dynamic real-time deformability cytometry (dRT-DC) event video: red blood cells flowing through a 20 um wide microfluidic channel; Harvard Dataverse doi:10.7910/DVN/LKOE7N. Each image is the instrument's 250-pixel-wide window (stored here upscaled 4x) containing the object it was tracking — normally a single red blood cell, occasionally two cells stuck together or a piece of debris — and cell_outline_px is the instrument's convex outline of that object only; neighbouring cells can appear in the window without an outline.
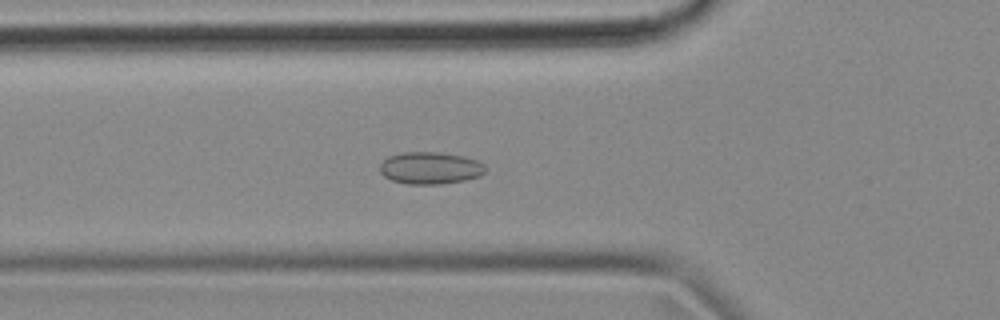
{"species": "common noctule bat (a hibernating species)", "species_latin": "Nyctalus noctula", "temperature_condition": "cold", "stored_images_in_passage": 52, "camera_frame_rate_fps": 3000, "um_per_image_px": 0.085, "animal": {"sex": "female", "body_mass_g": 18.4}, "frame": {"image": 1, "passage_image": 16, "time_ms": 5.0, "image_size_px": [1000, 320], "cell_outline_px": [[484, 172], [480, 176], [464, 180], [440, 184], [408, 184], [392, 180], [384, 176], [380, 172], [380, 164], [388, 156], [400, 152], [440, 152], [464, 156], [476, 160], [484, 164]], "centroid_in_image_um": [36.55, 14.27], "position_along_channel_um": 89.3, "area_um2": 19.77}}
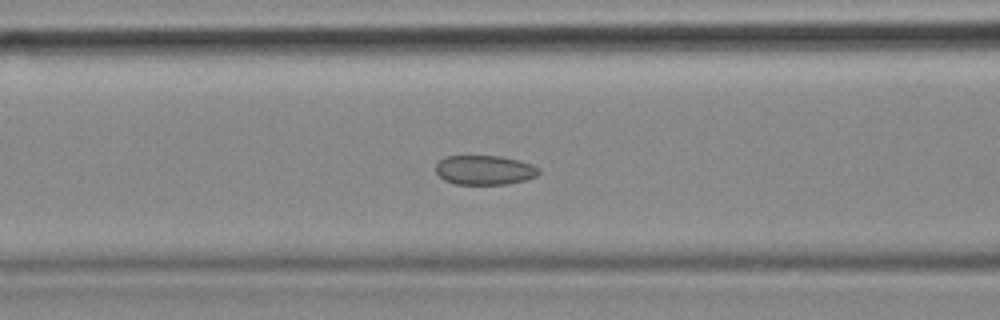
{"frame": {"image": 2, "passage_image": 19, "time_ms": 6.0, "image_size_px": [1000, 320], "cell_outline_px": [[540, 172], [536, 176], [524, 180], [508, 184], [456, 184], [444, 180], [436, 172], [436, 164], [444, 156], [500, 156], [532, 164], [540, 168]], "centroid_in_image_um": [41.18, 14.45], "position_along_channel_um": 125.4, "area_um2": 17.63}}
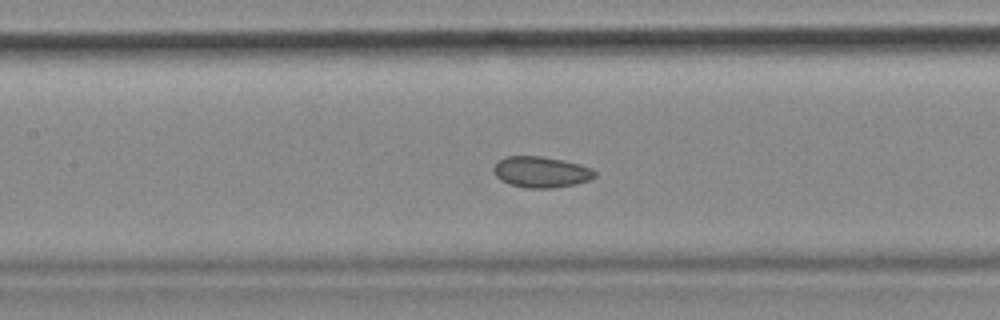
{"frame": {"image": 3, "passage_image": 22, "time_ms": 7.0, "image_size_px": [1000, 320], "cell_outline_px": [[596, 176], [588, 180], [576, 184], [552, 188], [524, 188], [508, 184], [500, 180], [496, 176], [492, 168], [500, 160], [508, 156], [540, 156], [564, 160], [592, 168], [596, 172]], "centroid_in_image_um": [45.99, 14.63], "position_along_channel_um": 161.4, "area_um2": 18.32}, "authors_computed_cell_mechanics": {"area_um2": 18.5538, "velocity_mm_per_s": 3.5995, "shape_relaxation_time_tau1_ms": null, "shape_relaxation_time_tau2_ms": 2.2541, "deformation_change_tau1": null, "deformation_change_tau2": 0.0639}}